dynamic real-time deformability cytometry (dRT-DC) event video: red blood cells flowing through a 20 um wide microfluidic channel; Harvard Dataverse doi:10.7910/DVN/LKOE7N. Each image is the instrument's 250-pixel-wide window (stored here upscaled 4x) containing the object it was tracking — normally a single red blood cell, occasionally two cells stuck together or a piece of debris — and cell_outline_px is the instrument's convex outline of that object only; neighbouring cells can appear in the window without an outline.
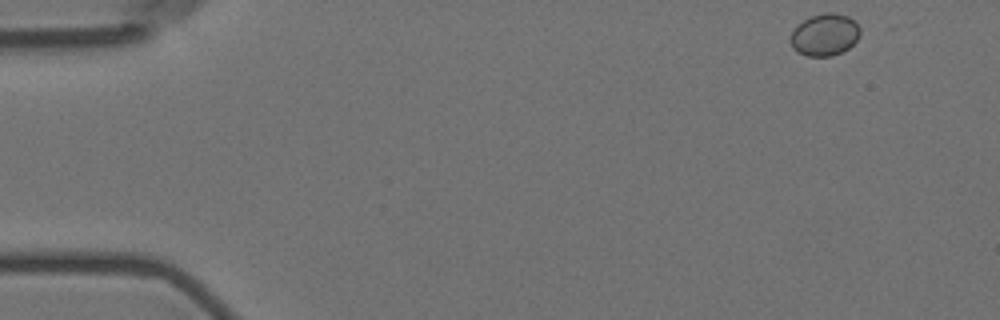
{"species": "Egyptian fruit bat (a non-hibernating species)", "species_latin": "Rousettus aegyptiacus", "temperature_condition": "room temperature", "stored_images_in_passage": 4, "camera_frame_rate_fps": 3000, "um_per_image_px": 0.085, "animal": {"sex": "female"}, "frame": {"image": 1, "passage_image": 1, "time_ms": 0.0, "image_size_px": [1000, 320], "cell_outline_px": [[860, 36], [848, 48], [832, 56], [808, 56], [796, 52], [792, 48], [788, 40], [792, 28], [804, 20], [812, 16], [824, 12], [832, 12], [848, 16], [860, 28]], "centroid_in_image_um": [70.04, 2.96], "position_along_channel_um": 15.0, "area_um2": 17.22}}
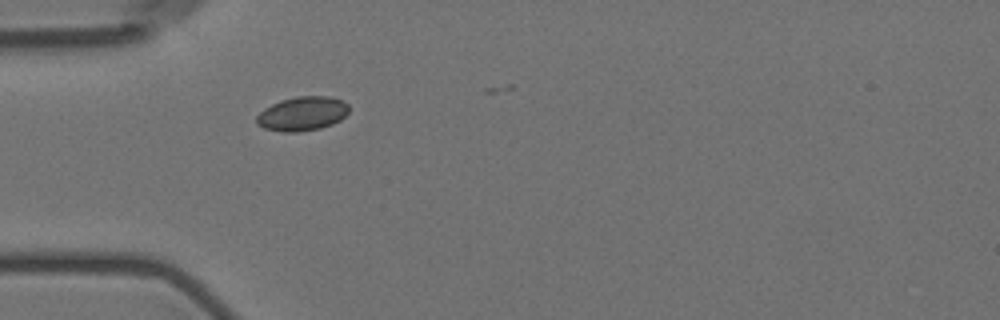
{"frame": {"image": 2, "passage_image": 4, "time_ms": 4.333, "image_size_px": [1000, 320], "cell_outline_px": [[348, 112], [340, 120], [332, 124], [320, 128], [296, 132], [284, 132], [264, 128], [256, 124], [256, 116], [264, 108], [280, 100], [296, 96], [332, 96], [344, 100], [348, 104]], "centroid_in_image_um": [25.7, 9.65], "position_along_channel_um": 59.3, "area_um2": 18.5}}